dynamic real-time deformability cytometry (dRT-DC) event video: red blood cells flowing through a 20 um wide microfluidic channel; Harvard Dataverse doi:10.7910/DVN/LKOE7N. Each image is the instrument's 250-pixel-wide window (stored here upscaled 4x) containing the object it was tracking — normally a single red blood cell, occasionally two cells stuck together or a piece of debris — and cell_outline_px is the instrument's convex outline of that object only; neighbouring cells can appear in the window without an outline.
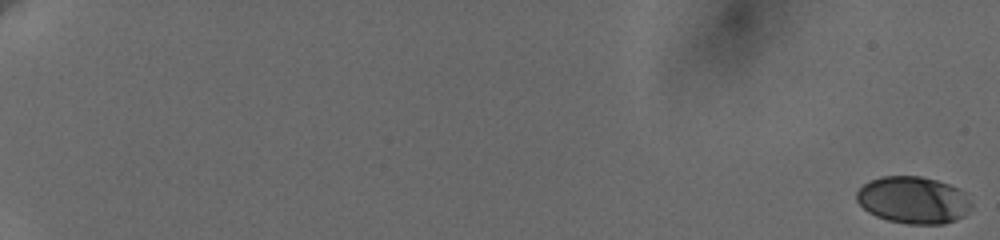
{"species": "human", "species_latin": "Homo sapiens", "temperature_condition": "cold", "stored_images_in_passage": 21, "camera_frame_rate_fps": 3000, "um_per_image_px": 0.085, "donor": {"sex": "female"}, "frame": {"image": 1, "passage_image": 1, "time_ms": 0.0, "image_size_px": [1000, 240], "cell_outline_px": [[972, 208], [964, 216], [956, 220], [944, 224], [904, 224], [888, 220], [876, 216], [868, 212], [856, 200], [856, 192], [864, 184], [880, 176], [920, 176], [936, 180], [960, 188], [964, 192], [972, 204]], "centroid_in_image_um": [77.65, 17.01], "position_along_channel_um": 7.4, "area_um2": 31.67}}
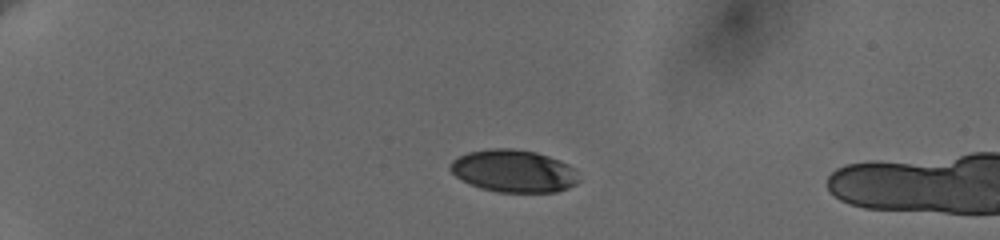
{"frame": {"image": 2, "passage_image": 17, "time_ms": 5.667, "image_size_px": [1000, 240], "cell_outline_px": [[580, 180], [576, 184], [568, 188], [556, 192], [496, 192], [480, 188], [460, 180], [448, 168], [448, 164], [456, 156], [468, 152], [488, 148], [512, 148], [536, 152], [560, 160], [576, 168]], "centroid_in_image_um": [43.65, 14.53], "position_along_channel_um": 41.4, "area_um2": 32.37}}